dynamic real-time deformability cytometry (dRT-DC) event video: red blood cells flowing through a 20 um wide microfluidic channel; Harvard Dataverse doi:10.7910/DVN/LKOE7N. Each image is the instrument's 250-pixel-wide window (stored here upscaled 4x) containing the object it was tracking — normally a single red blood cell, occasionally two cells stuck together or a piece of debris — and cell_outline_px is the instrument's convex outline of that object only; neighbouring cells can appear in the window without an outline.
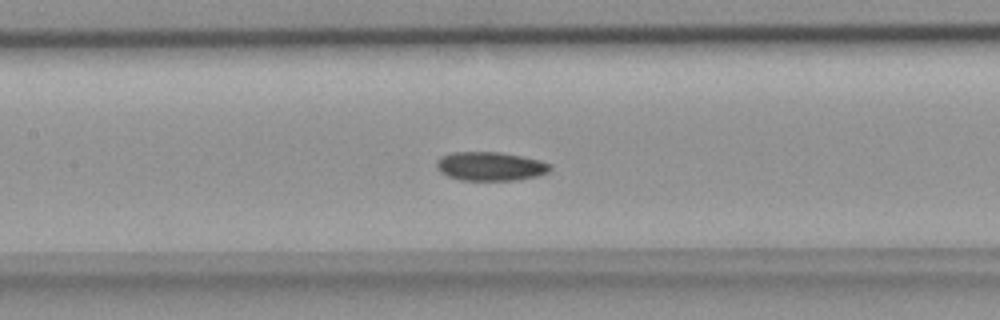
{"species": "common noctule bat (a hibernating species)", "species_latin": "Nyctalus noctula", "temperature_condition": "room temperature", "stored_images_in_passage": 34, "camera_frame_rate_fps": 3000, "um_per_image_px": 0.085, "animal": {"sex": "female", "body_mass_g": 18.4}, "frame": {"image": 1, "passage_image": 8, "time_ms": 2.333, "image_size_px": [1000, 320], "cell_outline_px": [[552, 168], [548, 172], [536, 176], [516, 180], [460, 180], [448, 176], [440, 172], [436, 168], [436, 160], [440, 156], [452, 152], [500, 152], [540, 160], [552, 164]], "centroid_in_image_um": [41.66, 14.13], "position_along_channel_um": 165.7, "area_um2": 19.19}}
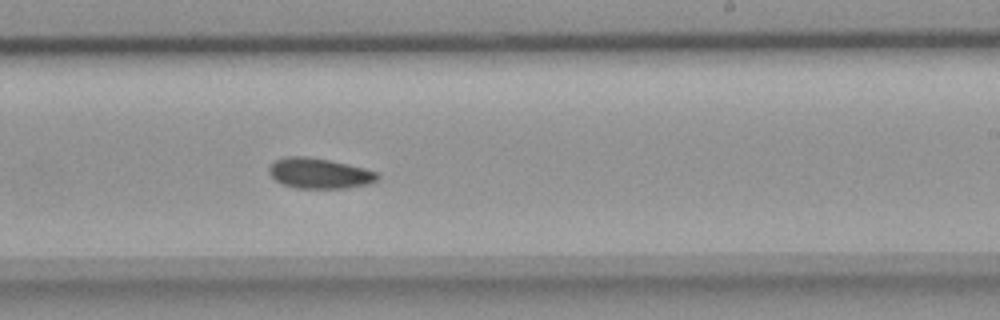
{"frame": {"image": 2, "passage_image": 15, "time_ms": 4.667, "image_size_px": [1000, 320], "cell_outline_px": [[380, 176], [376, 180], [368, 184], [344, 188], [296, 188], [280, 184], [268, 172], [268, 168], [276, 160], [288, 156], [304, 156], [328, 160], [348, 164], [364, 168], [376, 172]], "centroid_in_image_um": [27.12, 14.74], "position_along_channel_um": 261.9, "area_um2": 19.07}}
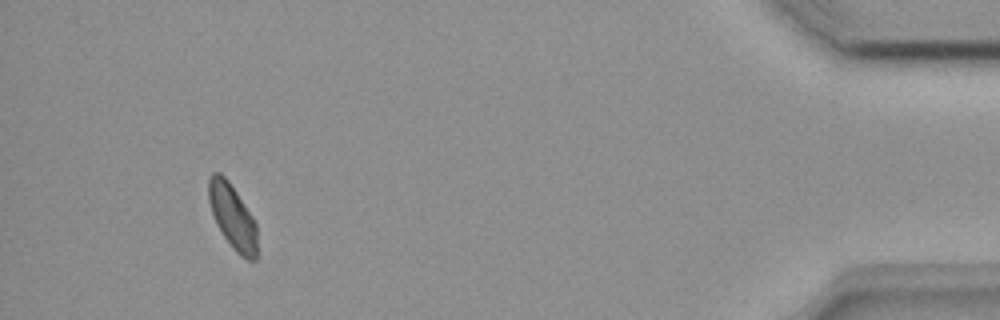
{"frame": {"image": 3, "passage_image": 31, "time_ms": 10.0, "image_size_px": [1000, 320], "cell_outline_px": [[256, 260], [248, 260], [240, 256], [232, 248], [216, 224], [208, 200], [208, 176], [212, 172], [220, 172], [228, 180], [252, 216], [256, 224]], "centroid_in_image_um": [19.74, 18.39], "position_along_channel_um": 415.5, "area_um2": 18.21}}